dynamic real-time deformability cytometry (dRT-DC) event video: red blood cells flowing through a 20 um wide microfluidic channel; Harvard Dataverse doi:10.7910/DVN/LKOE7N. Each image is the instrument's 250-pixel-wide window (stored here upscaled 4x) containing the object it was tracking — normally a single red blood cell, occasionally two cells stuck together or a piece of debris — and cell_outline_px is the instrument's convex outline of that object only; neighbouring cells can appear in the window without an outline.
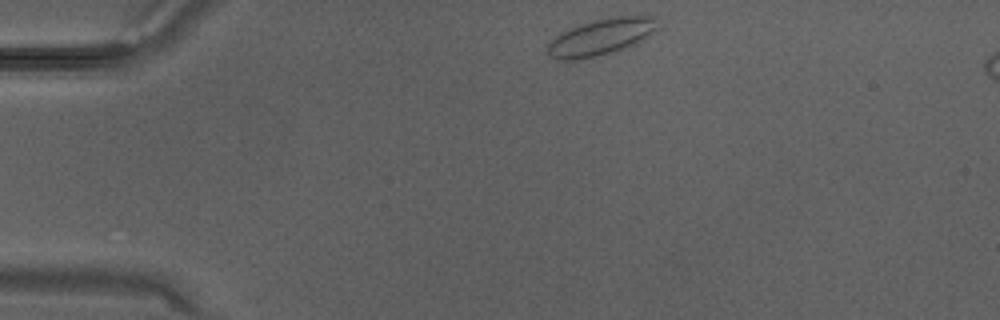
{"species": "Egyptian fruit bat (a non-hibernating species)", "species_latin": "Rousettus aegyptiacus", "temperature_condition": "warm", "stored_images_in_passage": 28, "camera_frame_rate_fps": 3000, "um_per_image_px": 0.085, "animal": {"sex": "male"}, "frame": {"image": 1, "passage_image": 1, "time_ms": 0.0, "image_size_px": [1000, 320], "cell_outline_px": [[660, 28], [644, 40], [636, 44], [612, 52], [580, 60], [560, 60], [548, 56], [548, 44], [556, 36], [580, 24], [612, 16], [656, 16]], "centroid_in_image_um": [51.16, 3.14], "position_along_channel_um": 33.8, "area_um2": 23.47}}